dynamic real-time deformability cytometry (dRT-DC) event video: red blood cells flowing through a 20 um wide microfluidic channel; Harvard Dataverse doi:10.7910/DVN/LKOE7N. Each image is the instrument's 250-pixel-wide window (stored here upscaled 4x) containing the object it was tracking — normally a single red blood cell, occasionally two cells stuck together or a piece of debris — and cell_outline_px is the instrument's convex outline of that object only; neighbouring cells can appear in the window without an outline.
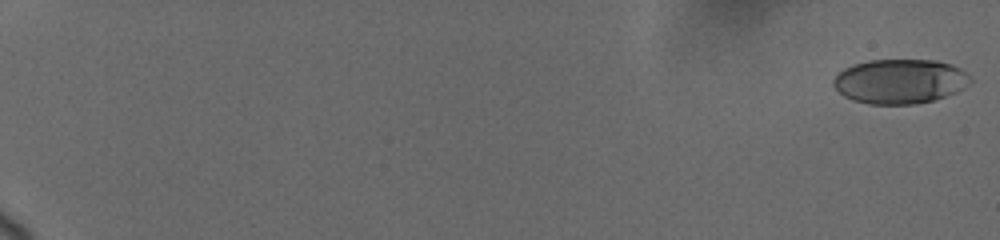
{"species": "human", "species_latin": "Homo sapiens", "temperature_condition": "cold", "stored_images_in_passage": 38, "camera_frame_rate_fps": 3000, "um_per_image_px": 0.085, "donor": {"sex": "female"}, "frame": {"image": 1, "passage_image": 1, "time_ms": 0.0, "image_size_px": [1000, 240], "cell_outline_px": [[972, 80], [964, 88], [956, 92], [932, 100], [916, 104], [868, 104], [852, 100], [844, 96], [832, 84], [832, 80], [844, 68], [852, 64], [868, 60], [936, 60], [960, 68]], "centroid_in_image_um": [76.46, 6.91], "position_along_channel_um": 8.5, "area_um2": 35.43}}
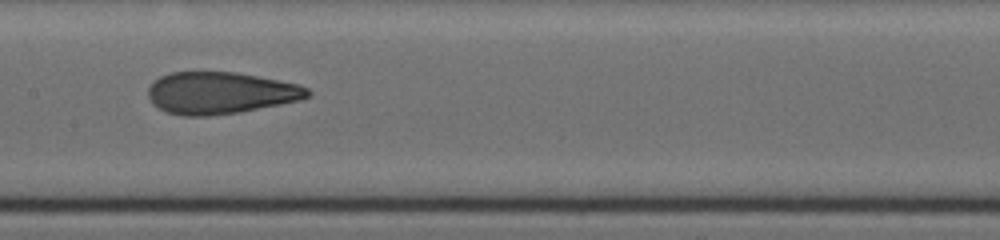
{"frame": {"image": 2, "passage_image": 19, "time_ms": 11.0, "image_size_px": [1000, 240], "cell_outline_px": [[312, 92], [308, 96], [300, 100], [240, 112], [208, 116], [180, 116], [164, 112], [148, 96], [148, 88], [160, 76], [172, 72], [236, 72], [296, 84], [308, 88]], "centroid_in_image_um": [18.72, 7.91], "position_along_channel_um": 188.7, "area_um2": 38.67}}
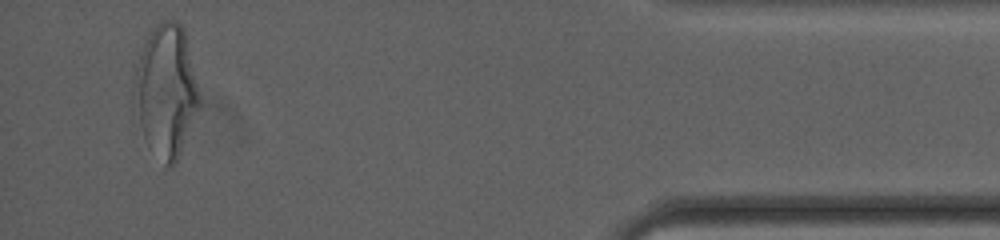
{"frame": {"image": 3, "passage_image": 37, "time_ms": 18.667, "image_size_px": [1000, 240], "cell_outline_px": [[200, 104], [176, 164], [164, 164], [144, 136], [140, 124], [132, 96], [136, 68], [140, 56], [148, 36], [152, 28], [160, 20], [176, 20], [184, 28], [200, 96]], "centroid_in_image_um": [14.12, 7.67], "position_along_channel_um": 421.1, "area_um2": 49.25}, "authors_computed_cell_mechanics": {"area_um2": 38.6393, "velocity_mm_per_s": 3.6994, "shape_relaxation_time_tau1_ms": 6.5736, "shape_relaxation_time_tau2_ms": 0.9726, "deformation_change_tau1": 0.19, "deformation_change_tau2": 0.0798}}